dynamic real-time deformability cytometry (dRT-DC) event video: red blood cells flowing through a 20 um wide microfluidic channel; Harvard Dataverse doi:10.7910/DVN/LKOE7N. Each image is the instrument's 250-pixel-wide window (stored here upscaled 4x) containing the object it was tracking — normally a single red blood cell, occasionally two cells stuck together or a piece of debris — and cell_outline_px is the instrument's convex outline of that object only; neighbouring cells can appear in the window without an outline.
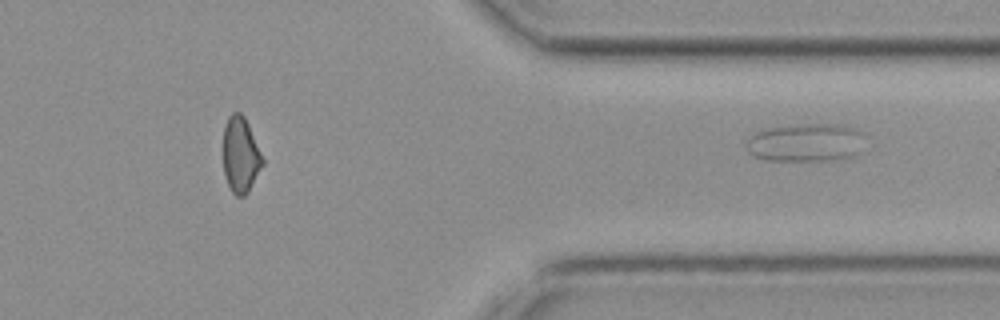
{"species": "common noctule bat (a hibernating species)", "species_latin": "Nyctalus noctula", "temperature_condition": "cold", "stored_images_in_passage": 41, "segment_of_instrument_passage": [2, 2], "camera_frame_rate_fps": 3000, "um_per_image_px": 0.085, "animal": {"sex": "female", "body_mass_g": 19.3, "forearm_length_mm": 54.1}, "frame": {"image": 1, "passage_image": 41, "time_ms": 13.333, "image_size_px": [1000, 320], "cell_outline_px": [[860, 152], [852, 156], [832, 160], [768, 160], [756, 156], [748, 152], [748, 136], [764, 128], [804, 124], [836, 124], [852, 128], [860, 132]], "centroid_in_image_um": [68.43, 12.11], "position_along_channel_um": 343.0, "area_um2": 25.89}}